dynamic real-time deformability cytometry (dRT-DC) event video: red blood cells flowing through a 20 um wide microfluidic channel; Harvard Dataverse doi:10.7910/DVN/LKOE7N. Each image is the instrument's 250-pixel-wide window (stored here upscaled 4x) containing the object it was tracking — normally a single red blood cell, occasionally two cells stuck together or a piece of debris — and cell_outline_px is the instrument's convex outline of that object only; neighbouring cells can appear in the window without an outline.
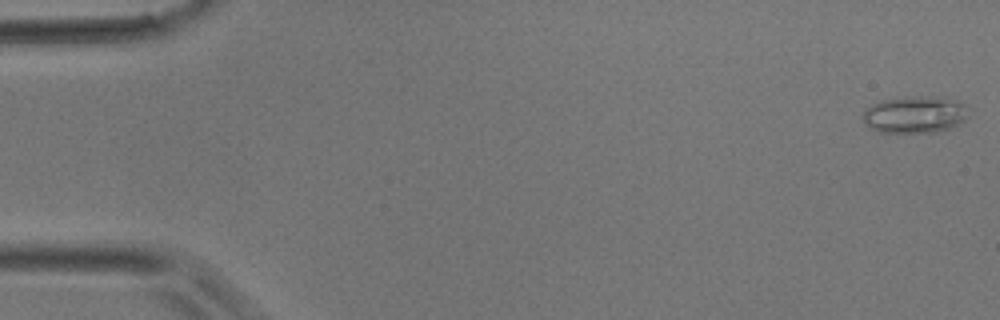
{"species": "common noctule bat (a hibernating species)", "species_latin": "Nyctalus noctula", "temperature_condition": "room temperature", "stored_images_in_passage": 4, "camera_frame_rate_fps": 3000, "um_per_image_px": 0.085, "animal": {"sex": "male", "body_mass_g": 17.9}, "frame": {"image": 1, "passage_image": 1, "time_ms": 0.0, "image_size_px": [1000, 320], "cell_outline_px": [[964, 120], [960, 124], [936, 132], [880, 132], [868, 128], [864, 124], [860, 116], [864, 108], [872, 104], [884, 100], [916, 96], [924, 96], [956, 100], [964, 104]], "centroid_in_image_um": [77.64, 9.75], "position_along_channel_um": 7.4, "area_um2": 22.54}}